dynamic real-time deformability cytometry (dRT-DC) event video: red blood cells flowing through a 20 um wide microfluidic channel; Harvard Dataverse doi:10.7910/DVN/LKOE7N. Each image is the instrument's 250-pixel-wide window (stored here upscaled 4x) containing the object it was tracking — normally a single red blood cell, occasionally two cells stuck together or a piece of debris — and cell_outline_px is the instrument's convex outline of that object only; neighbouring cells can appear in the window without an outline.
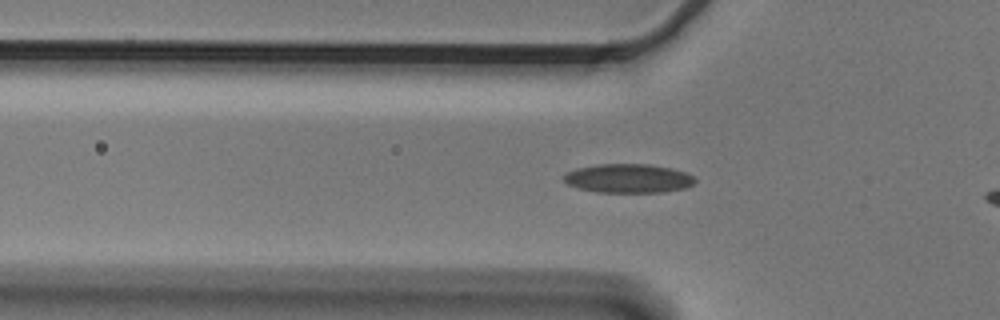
{"species": "Egyptian fruit bat (a non-hibernating species)", "species_latin": "Rousettus aegyptiacus", "temperature_condition": "cold", "stored_images_in_passage": 45, "camera_frame_rate_fps": 3000, "um_per_image_px": 0.085, "animal": {"sex": "male"}, "frame": {"image": 1, "passage_image": 15, "time_ms": 4.667, "image_size_px": [1000, 320], "cell_outline_px": [[696, 180], [692, 184], [684, 188], [664, 192], [596, 192], [580, 188], [568, 184], [564, 180], [564, 176], [568, 172], [576, 168], [600, 164], [648, 164], [672, 168], [688, 172]], "centroid_in_image_um": [53.44, 15.16], "position_along_channel_um": 72.4, "area_um2": 22.02}}
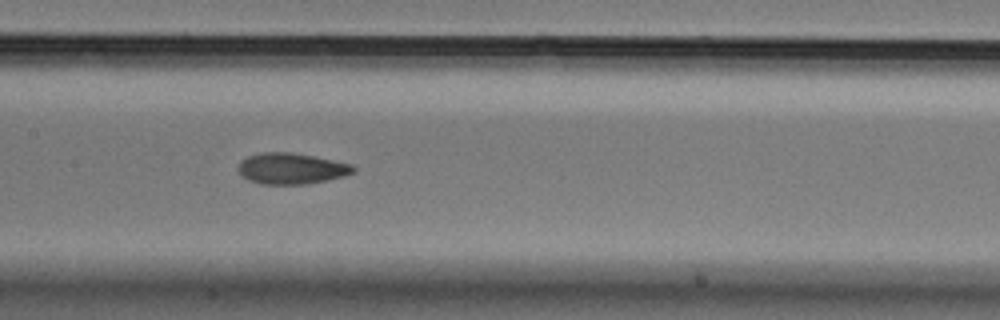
{"frame": {"image": 2, "passage_image": 24, "time_ms": 7.667, "image_size_px": [1000, 320], "cell_outline_px": [[356, 172], [344, 176], [328, 180], [308, 184], [260, 184], [248, 180], [240, 176], [236, 168], [240, 160], [248, 156], [264, 152], [292, 152], [352, 164], [356, 168]], "centroid_in_image_um": [24.73, 14.33], "position_along_channel_um": 182.7, "area_um2": 21.1}}
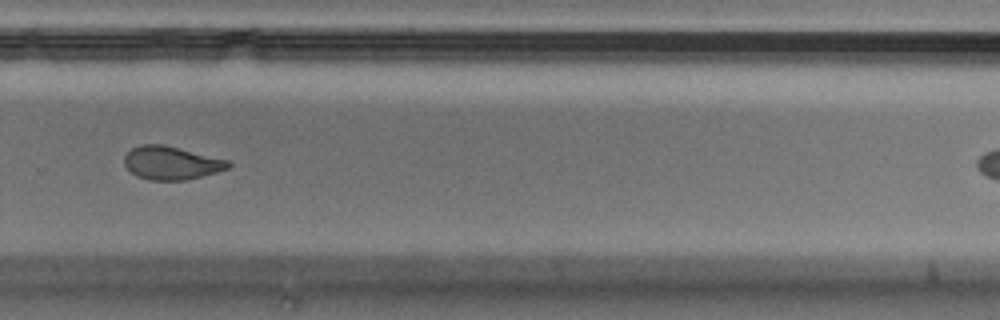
{"frame": {"image": 3, "passage_image": 35, "time_ms": 11.333, "image_size_px": [1000, 320], "cell_outline_px": [[232, 164], [228, 168], [216, 172], [184, 180], [148, 180], [136, 176], [124, 164], [124, 156], [132, 148], [140, 144], [164, 144], [228, 160]], "centroid_in_image_um": [14.54, 13.84], "position_along_channel_um": 315.3, "area_um2": 20.06}}